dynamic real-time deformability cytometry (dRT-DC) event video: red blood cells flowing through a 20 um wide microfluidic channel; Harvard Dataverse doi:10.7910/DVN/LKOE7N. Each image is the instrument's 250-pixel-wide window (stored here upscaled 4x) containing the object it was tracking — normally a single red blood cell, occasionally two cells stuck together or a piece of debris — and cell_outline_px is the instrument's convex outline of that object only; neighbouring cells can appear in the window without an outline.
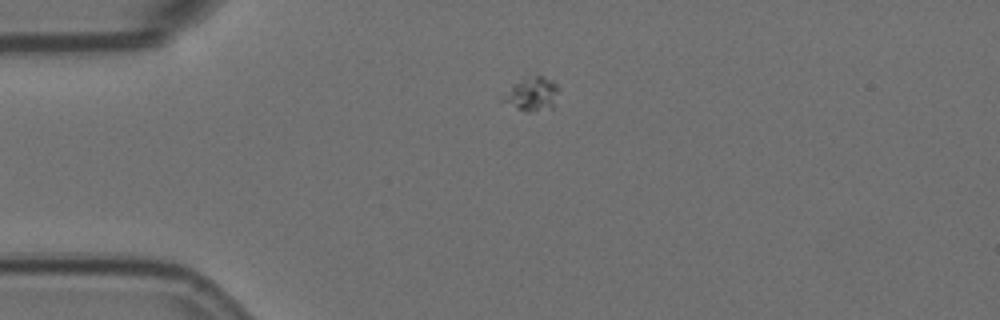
{"species": "Egyptian fruit bat (a non-hibernating species)", "species_latin": "Rousettus aegyptiacus", "temperature_condition": "room temperature", "stored_images_in_passage": 6, "camera_frame_rate_fps": 3000, "um_per_image_px": 0.085, "animal": {"sex": "female"}, "frame": {"image": 1, "passage_image": 4, "time_ms": 1.0, "image_size_px": [1000, 320], "cell_outline_px": [[556, 92], [552, 108], [528, 112], [516, 108], [500, 96], [512, 84], [528, 72], [544, 76], [552, 80], [556, 84]], "centroid_in_image_um": [45.17, 7.91], "position_along_channel_um": 39.8, "area_um2": 11.04}}
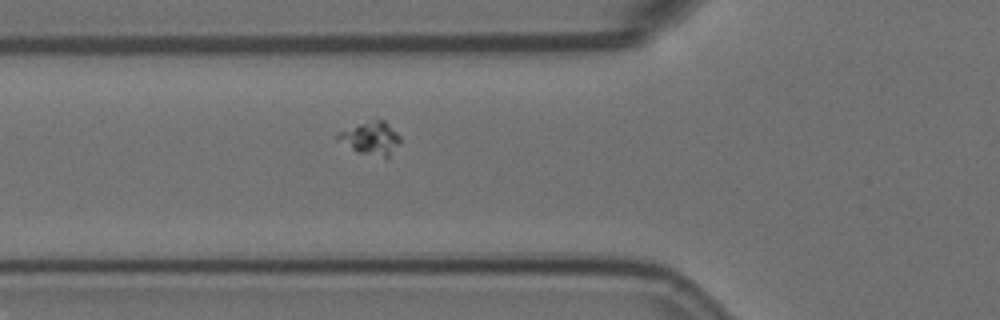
{"frame": {"image": 2, "passage_image": 6, "time_ms": 1.667, "image_size_px": [1000, 320], "cell_outline_px": [[400, 140], [388, 156], [384, 156], [356, 152], [336, 140], [336, 136], [340, 132], [372, 116], [376, 116], [384, 120], [400, 136]], "centroid_in_image_um": [31.47, 11.66], "position_along_channel_um": 94.3, "area_um2": 12.08}}